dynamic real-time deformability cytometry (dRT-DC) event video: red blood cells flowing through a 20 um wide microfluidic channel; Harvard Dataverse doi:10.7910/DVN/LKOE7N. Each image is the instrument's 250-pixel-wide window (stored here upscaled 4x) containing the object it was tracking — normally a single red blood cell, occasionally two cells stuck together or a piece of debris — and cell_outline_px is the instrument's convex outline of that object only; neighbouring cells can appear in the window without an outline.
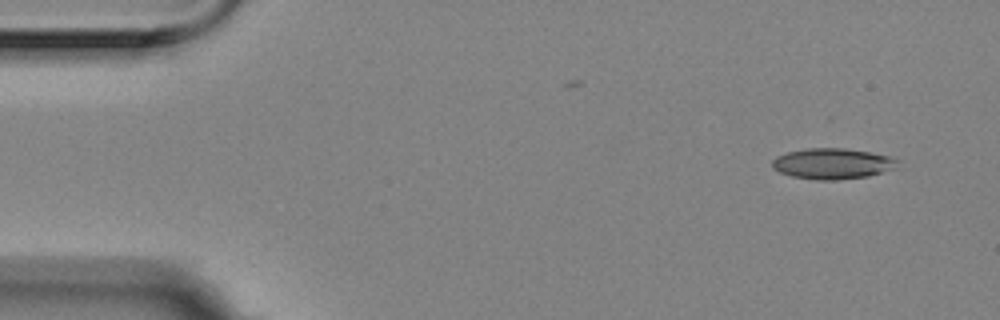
{"species": "Egyptian fruit bat (a non-hibernating species)", "species_latin": "Rousettus aegyptiacus", "temperature_condition": "room temperature", "stored_images_in_passage": 10, "camera_frame_rate_fps": 3000, "um_per_image_px": 0.085, "animal": {"sex": "female"}, "frame": {"image": 1, "passage_image": 1, "time_ms": 0.0, "image_size_px": [1000, 320], "cell_outline_px": [[900, 168], [868, 176], [836, 180], [816, 180], [792, 176], [780, 172], [772, 168], [772, 160], [776, 156], [788, 152], [808, 148], [844, 148], [872, 152], [892, 156], [900, 160]], "centroid_in_image_um": [70.84, 13.91], "position_along_channel_um": 14.2, "area_um2": 22.89}}
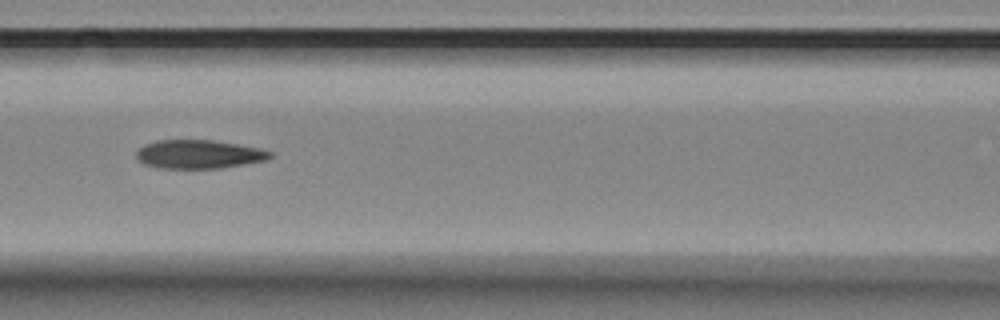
{"frame": {"image": 2, "passage_image": 6, "time_ms": 1.667, "image_size_px": [1000, 320], "cell_outline_px": [[272, 156], [264, 160], [220, 168], [160, 168], [144, 164], [136, 160], [136, 152], [144, 144], [156, 140], [212, 140], [260, 148], [272, 152]], "centroid_in_image_um": [16.84, 13.1], "position_along_channel_um": 149.8, "area_um2": 22.2}}
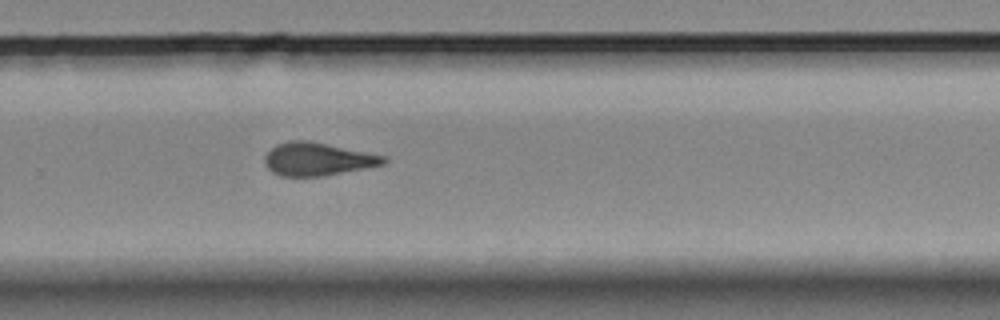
{"frame": {"image": 3, "passage_image": 10, "time_ms": 3.0, "image_size_px": [1000, 320], "cell_outline_px": [[388, 160], [384, 164], [324, 176], [280, 176], [272, 172], [264, 164], [264, 156], [276, 144], [288, 140], [308, 140], [388, 156]], "centroid_in_image_um": [26.99, 13.52], "position_along_channel_um": 302.8, "area_um2": 23.0}}